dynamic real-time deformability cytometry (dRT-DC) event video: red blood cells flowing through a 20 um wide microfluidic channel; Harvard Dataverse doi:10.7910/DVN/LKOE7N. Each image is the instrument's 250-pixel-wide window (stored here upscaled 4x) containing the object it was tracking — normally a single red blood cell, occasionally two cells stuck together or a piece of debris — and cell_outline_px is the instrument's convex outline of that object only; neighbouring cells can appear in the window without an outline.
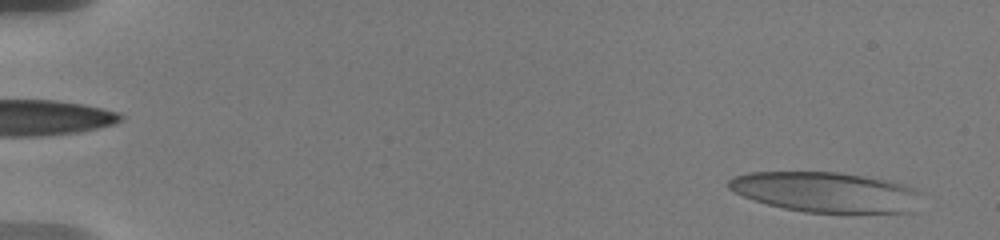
{"species": "human", "species_latin": "Homo sapiens", "temperature_condition": "warm", "stored_images_in_passage": 48, "camera_frame_rate_fps": 3000, "um_per_image_px": 0.085, "donor": {"sex": "male"}, "frame": {"image": 1, "passage_image": 7, "time_ms": 1.0, "image_size_px": [1000, 240], "cell_outline_px": [[908, 212], [804, 212], [784, 208], [768, 204], [744, 196], [728, 188], [728, 180], [736, 176], [752, 172], [836, 172], [864, 176], [888, 180], [900, 184], [904, 188]], "centroid_in_image_um": [69.85, 16.3], "position_along_channel_um": 15.2, "area_um2": 42.54}}
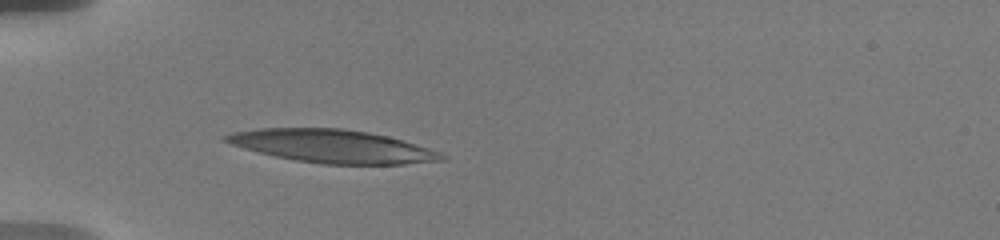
{"frame": {"image": 2, "passage_image": 36, "time_ms": 6.0, "image_size_px": [1000, 240], "cell_outline_px": [[448, 156], [444, 160], [404, 164], [320, 164], [296, 160], [276, 156], [244, 148], [232, 144], [224, 140], [224, 136], [232, 132], [260, 128], [340, 128], [368, 132], [388, 136], [440, 152]], "centroid_in_image_um": [28.27, 12.43], "position_along_channel_um": 56.7, "area_um2": 41.15}}
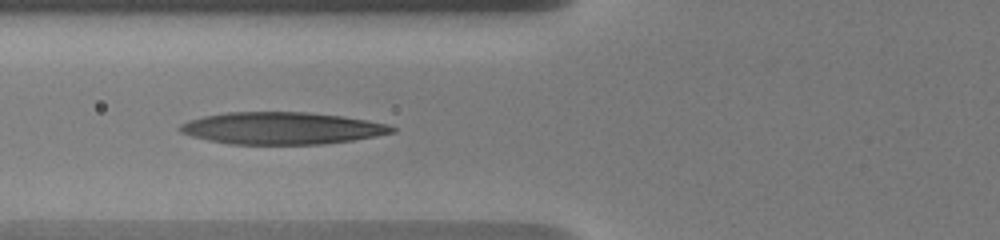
{"frame": {"image": 3, "passage_image": 47, "time_ms": 7.667, "image_size_px": [1000, 240], "cell_outline_px": [[396, 132], [376, 136], [352, 140], [320, 144], [232, 144], [192, 136], [180, 132], [176, 128], [180, 124], [188, 120], [204, 116], [224, 112], [308, 112], [344, 116], [368, 120], [388, 124], [396, 128]], "centroid_in_image_um": [23.97, 10.89], "position_along_channel_um": 101.8, "area_um2": 39.71}}